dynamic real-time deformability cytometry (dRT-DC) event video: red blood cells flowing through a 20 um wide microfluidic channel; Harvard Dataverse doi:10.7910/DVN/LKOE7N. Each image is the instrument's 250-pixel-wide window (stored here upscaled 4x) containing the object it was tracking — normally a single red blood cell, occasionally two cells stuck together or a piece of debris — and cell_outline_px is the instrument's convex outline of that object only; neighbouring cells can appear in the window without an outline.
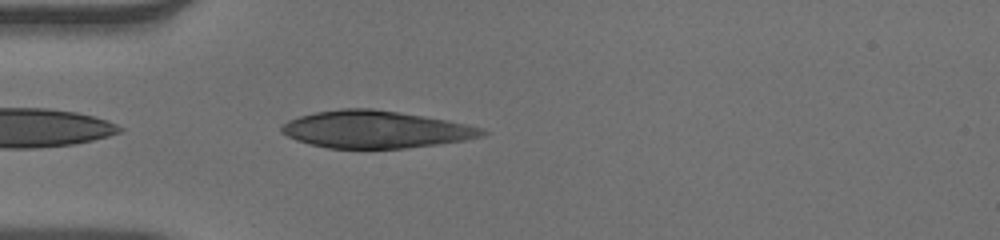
{"species": "human", "species_latin": "Homo sapiens", "temperature_condition": "warm", "stored_images_in_passage": 25, "camera_frame_rate_fps": 3000, "um_per_image_px": 0.085, "donor": {"sex": "male"}, "frame": {"image": 1, "passage_image": 2, "time_ms": 0.333, "image_size_px": [1000, 240], "cell_outline_px": [[488, 132], [480, 136], [464, 140], [436, 144], [404, 148], [328, 148], [296, 140], [280, 132], [280, 124], [288, 120], [300, 116], [316, 112], [340, 108], [372, 108], [424, 116], [448, 120], [480, 128]], "centroid_in_image_um": [31.86, 10.99], "position_along_channel_um": 53.1, "area_um2": 43.23}}
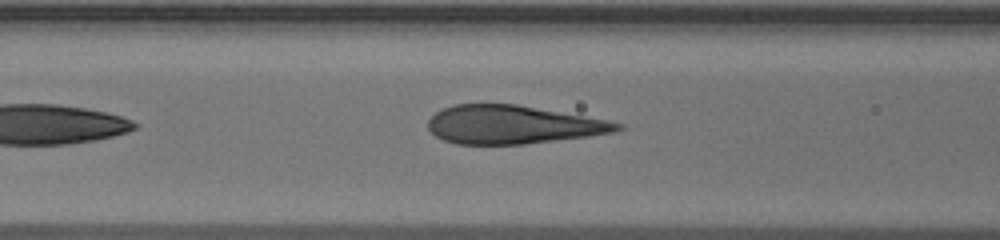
{"frame": {"image": 2, "passage_image": 8, "time_ms": 2.333, "image_size_px": [1000, 240], "cell_outline_px": [[624, 128], [616, 132], [588, 136], [524, 144], [456, 144], [444, 140], [436, 136], [428, 128], [428, 120], [436, 112], [452, 104], [516, 104], [608, 120], [624, 124]], "centroid_in_image_um": [43.59, 10.59], "position_along_channel_um": 123.0, "area_um2": 42.19}}
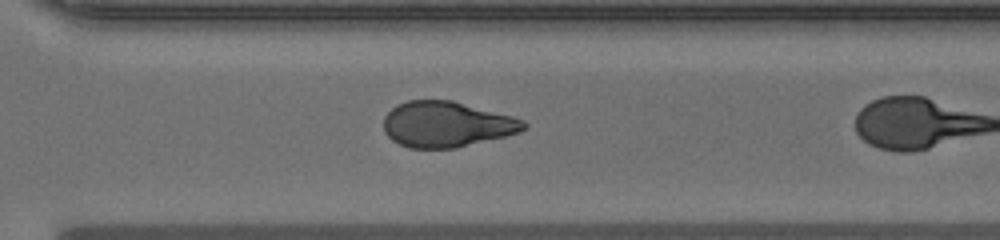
{"frame": {"image": 3, "passage_image": 21, "time_ms": 6.667, "image_size_px": [1000, 240], "cell_outline_px": [[528, 124], [524, 128], [516, 132], [504, 136], [456, 148], [408, 148], [392, 140], [384, 132], [384, 116], [392, 108], [408, 100], [452, 100], [512, 116], [524, 120]], "centroid_in_image_um": [37.93, 10.56], "position_along_channel_um": 332.7, "area_um2": 36.99}}